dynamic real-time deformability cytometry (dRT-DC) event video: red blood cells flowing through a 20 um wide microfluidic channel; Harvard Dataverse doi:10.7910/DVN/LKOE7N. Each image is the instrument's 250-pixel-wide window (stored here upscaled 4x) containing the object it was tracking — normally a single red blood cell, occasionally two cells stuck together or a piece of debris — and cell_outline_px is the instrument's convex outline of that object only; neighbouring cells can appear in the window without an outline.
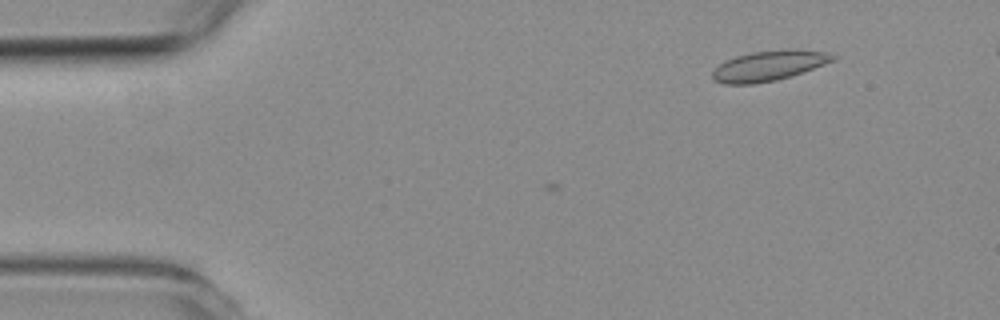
{"species": "common noctule bat (a hibernating species)", "species_latin": "Nyctalus noctula", "temperature_condition": "room temperature", "stored_images_in_passage": 4, "camera_frame_rate_fps": 3000, "um_per_image_px": 0.085, "animal": {"sex": "female", "body_mass_g": 19.3, "forearm_length_mm": 54.1}, "frame": {"image": 1, "passage_image": 2, "time_ms": 1.0, "image_size_px": [1000, 320], "cell_outline_px": [[836, 60], [776, 80], [752, 84], [724, 84], [716, 80], [712, 76], [712, 72], [720, 64], [736, 56], [752, 52], [784, 48], [796, 48], [824, 52], [836, 56]], "centroid_in_image_um": [65.36, 5.56], "position_along_channel_um": 19.6, "area_um2": 20.92}}